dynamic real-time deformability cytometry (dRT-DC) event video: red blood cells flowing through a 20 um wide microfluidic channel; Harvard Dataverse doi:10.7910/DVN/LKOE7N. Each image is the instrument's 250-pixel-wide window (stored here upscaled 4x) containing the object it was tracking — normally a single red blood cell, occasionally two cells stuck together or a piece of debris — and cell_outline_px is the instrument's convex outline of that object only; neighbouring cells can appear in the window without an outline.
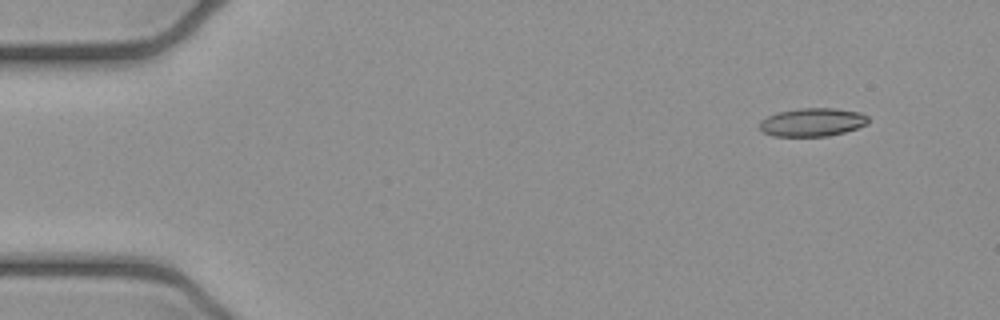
{"species": "common noctule bat (a hibernating species)", "species_latin": "Nyctalus noctula", "temperature_condition": "cold", "stored_images_in_passage": 5, "camera_frame_rate_fps": 3000, "um_per_image_px": 0.085, "animal": {"sex": "female", "body_mass_g": 21.9}, "frame": {"image": 1, "passage_image": 1, "time_ms": 0.0, "image_size_px": [1000, 320], "cell_outline_px": [[868, 124], [844, 132], [828, 136], [772, 136], [764, 132], [760, 128], [760, 120], [776, 112], [800, 108], [832, 108], [860, 112], [868, 116]], "centroid_in_image_um": [69.05, 10.38], "position_along_channel_um": 16.0, "area_um2": 17.92}}